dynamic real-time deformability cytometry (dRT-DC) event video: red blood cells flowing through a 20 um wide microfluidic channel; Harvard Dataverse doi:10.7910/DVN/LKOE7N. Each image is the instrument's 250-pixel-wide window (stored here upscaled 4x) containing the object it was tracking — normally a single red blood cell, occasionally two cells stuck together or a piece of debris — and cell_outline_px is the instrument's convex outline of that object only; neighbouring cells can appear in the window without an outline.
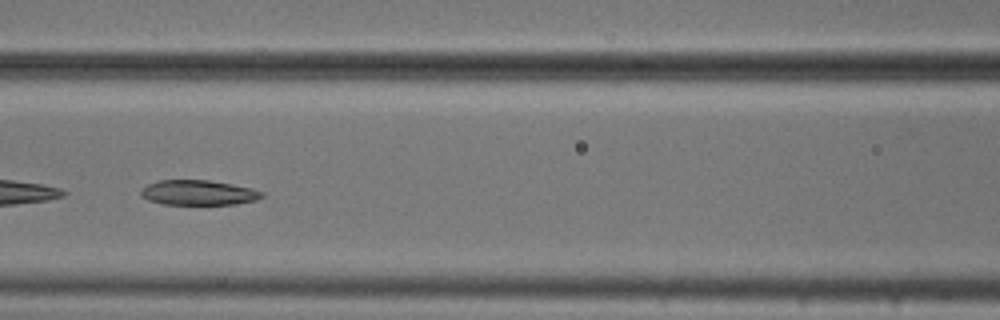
{"species": "common noctule bat (a hibernating species)", "species_latin": "Nyctalus noctula", "temperature_condition": "cold", "stored_images_in_passage": 50, "camera_frame_rate_fps": 3000, "um_per_image_px": 0.085, "animal": {"sex": "male", "body_mass_g": 20.5, "forearm_length_mm": 52.5}, "frame": {"image": 1, "passage_image": 22, "time_ms": 7.0, "image_size_px": [1000, 320], "cell_outline_px": [[264, 196], [256, 200], [236, 204], [164, 204], [148, 200], [140, 196], [140, 188], [148, 184], [160, 180], [208, 180], [232, 184], [252, 188], [264, 192]], "centroid_in_image_um": [16.85, 16.37], "position_along_channel_um": 149.7, "area_um2": 17.69}, "authors_computed_cell_mechanics": {"area_um2": 22.2819, "velocity_mm_per_s": 3.7532, "shape_relaxation_time_tau1_ms": null, "shape_relaxation_time_tau2_ms": 5.5191, "deformation_change_tau1": null, "deformation_change_tau2": 0.1298}}